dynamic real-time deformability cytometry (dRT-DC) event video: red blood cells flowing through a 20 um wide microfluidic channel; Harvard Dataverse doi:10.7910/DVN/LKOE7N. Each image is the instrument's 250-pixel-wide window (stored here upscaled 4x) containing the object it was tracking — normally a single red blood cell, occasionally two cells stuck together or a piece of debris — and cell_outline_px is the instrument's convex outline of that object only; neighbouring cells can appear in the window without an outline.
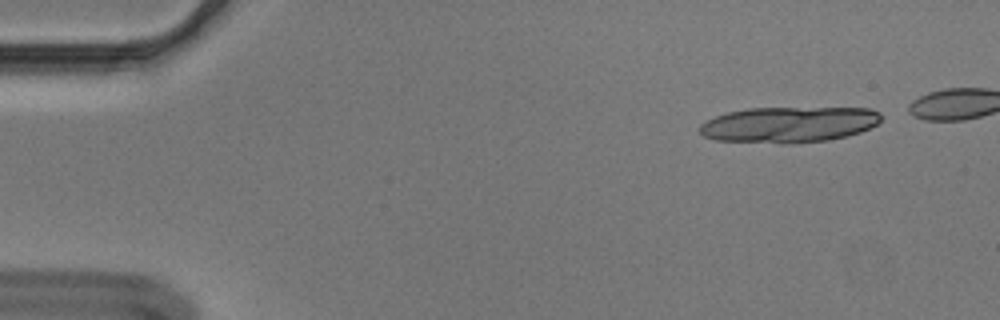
{"species": "Egyptian fruit bat (a non-hibernating species)", "species_latin": "Rousettus aegyptiacus", "temperature_condition": "cold", "stored_images_in_passage": 7, "segment_of_instrument_passage": [1, 2], "camera_frame_rate_fps": 3000, "um_per_image_px": 0.085, "animal": {"sex": "male"}, "frame": {"image": 1, "passage_image": 1, "time_ms": 0.0, "image_size_px": [1000, 320], "cell_outline_px": [[884, 116], [876, 124], [860, 132], [828, 140], [788, 144], [784, 144], [716, 140], [704, 136], [700, 132], [700, 124], [716, 116], [728, 112], [748, 108], [872, 108], [880, 112]], "centroid_in_image_um": [67.07, 10.59], "position_along_channel_um": 17.9, "area_um2": 37.92}}